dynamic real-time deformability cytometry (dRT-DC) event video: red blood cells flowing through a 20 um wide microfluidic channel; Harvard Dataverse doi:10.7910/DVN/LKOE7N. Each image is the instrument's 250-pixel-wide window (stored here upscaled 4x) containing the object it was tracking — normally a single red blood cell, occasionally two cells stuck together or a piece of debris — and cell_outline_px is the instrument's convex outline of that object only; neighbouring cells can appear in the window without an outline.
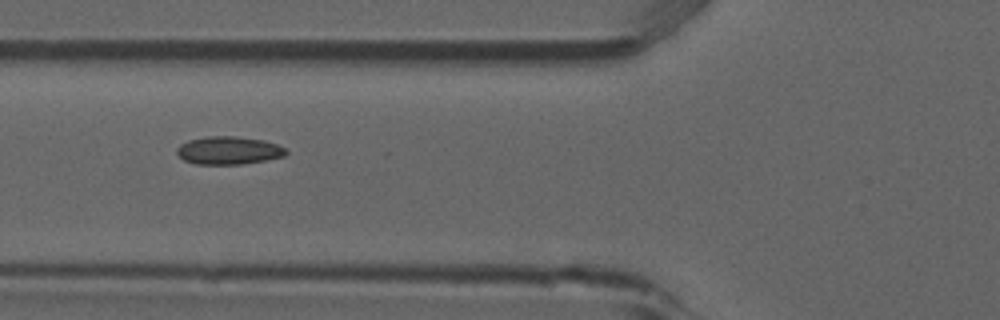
{"species": "common noctule bat (a hibernating species)", "species_latin": "Nyctalus noctula", "temperature_condition": "room temperature", "stored_images_in_passage": 6, "camera_frame_rate_fps": 3000, "um_per_image_px": 0.085, "animal": {"sex": "male", "forearm_length_mm": 52.5}, "frame": {"image": 1, "passage_image": 4, "time_ms": 1.0, "image_size_px": [1000, 320], "cell_outline_px": [[288, 152], [284, 156], [264, 160], [240, 164], [196, 164], [184, 160], [176, 152], [176, 148], [180, 144], [188, 140], [208, 136], [236, 136], [264, 140], [276, 144], [284, 148]], "centroid_in_image_um": [19.41, 12.78], "position_along_channel_um": 106.4, "area_um2": 17.69}}
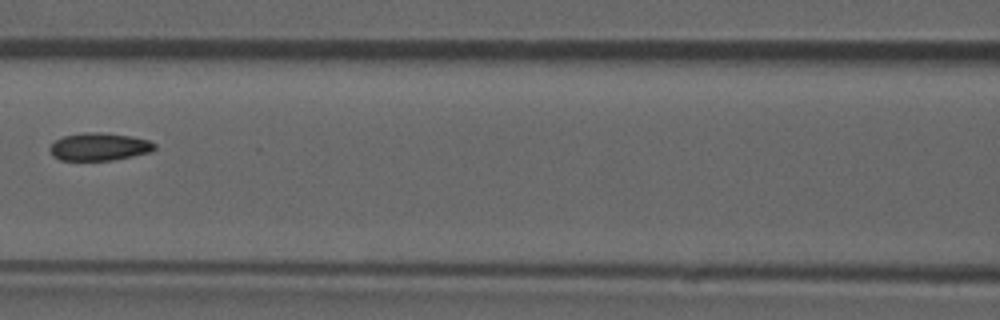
{"frame": {"image": 2, "passage_image": 5, "time_ms": 1.333, "image_size_px": [1000, 320], "cell_outline_px": [[156, 148], [152, 152], [112, 160], [60, 160], [52, 156], [48, 148], [56, 140], [64, 136], [84, 132], [104, 132], [132, 136], [148, 140], [156, 144]], "centroid_in_image_um": [8.44, 12.47], "position_along_channel_um": 158.2, "area_um2": 17.05}}